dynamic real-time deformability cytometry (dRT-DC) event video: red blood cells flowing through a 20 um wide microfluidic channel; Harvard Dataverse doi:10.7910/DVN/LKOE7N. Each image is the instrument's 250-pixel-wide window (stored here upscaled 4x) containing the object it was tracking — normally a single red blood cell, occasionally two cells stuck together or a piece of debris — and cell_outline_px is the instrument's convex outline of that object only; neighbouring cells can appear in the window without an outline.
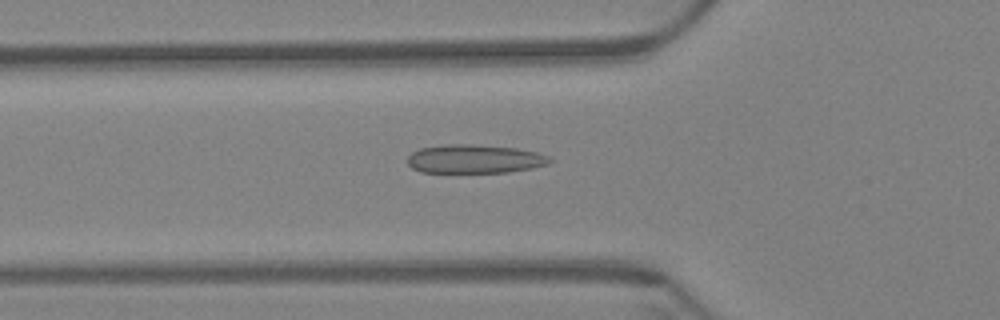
{"species": "Egyptian fruit bat (a non-hibernating species)", "species_latin": "Rousettus aegyptiacus", "temperature_condition": "warm", "stored_images_in_passage": 60, "camera_frame_rate_fps": 3000, "um_per_image_px": 0.085, "animal": {"sex": "female"}, "frame": {"image": 1, "passage_image": 21, "time_ms": 6.667, "image_size_px": [1000, 320], "cell_outline_px": [[552, 160], [548, 164], [532, 168], [508, 172], [420, 172], [412, 168], [408, 164], [408, 156], [412, 152], [420, 148], [448, 144], [472, 144], [516, 148], [536, 152], [548, 156]], "centroid_in_image_um": [40.33, 13.51], "position_along_channel_um": 85.5, "area_um2": 23.7}}
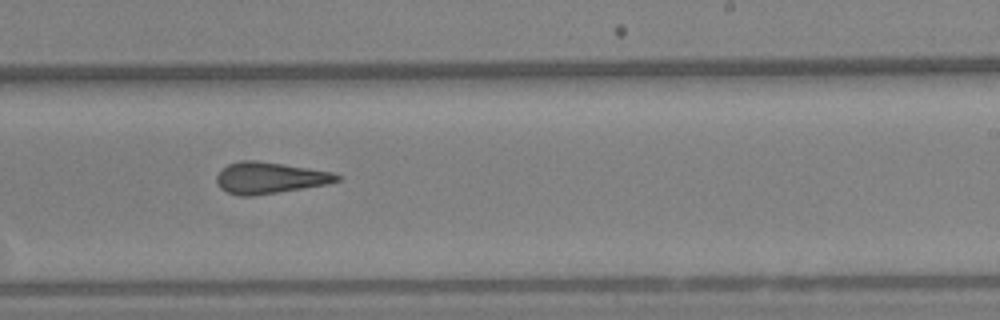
{"frame": {"image": 2, "passage_image": 37, "time_ms": 12.0, "image_size_px": [1000, 320], "cell_outline_px": [[340, 180], [328, 184], [252, 196], [240, 196], [228, 192], [220, 188], [216, 180], [216, 176], [220, 168], [228, 164], [240, 160], [256, 160], [284, 164], [332, 172], [340, 176]], "centroid_in_image_um": [22.88, 15.11], "position_along_channel_um": 266.1, "area_um2": 22.02}}
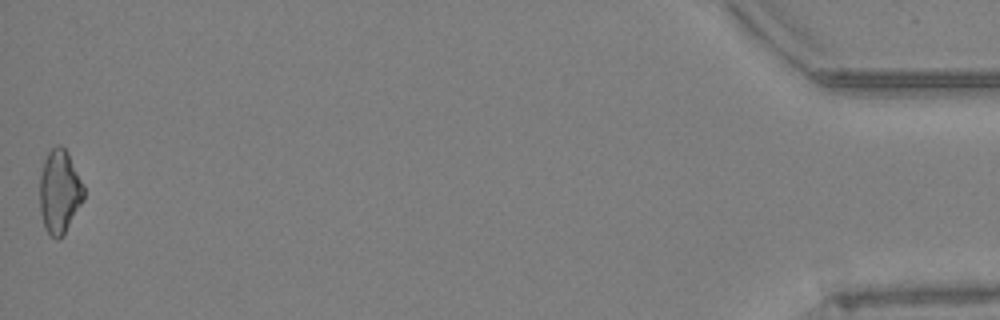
{"frame": {"image": 3, "passage_image": 60, "time_ms": 19.667, "image_size_px": [1000, 320], "cell_outline_px": [[84, 200], [64, 236], [56, 240], [44, 228], [40, 212], [40, 176], [44, 160], [48, 152], [56, 144], [60, 144], [68, 152], [84, 184]], "centroid_in_image_um": [5.08, 16.3], "position_along_channel_um": 430.1, "area_um2": 21.85}, "authors_computed_cell_mechanics": {"area_um2": 22.1952, "velocity_mm_per_s": 3.3979, "shape_relaxation_time_tau1_ms": null, "shape_relaxation_time_tau2_ms": 3.6467, "deformation_change_tau1": null, "deformation_change_tau2": 0.1366}}